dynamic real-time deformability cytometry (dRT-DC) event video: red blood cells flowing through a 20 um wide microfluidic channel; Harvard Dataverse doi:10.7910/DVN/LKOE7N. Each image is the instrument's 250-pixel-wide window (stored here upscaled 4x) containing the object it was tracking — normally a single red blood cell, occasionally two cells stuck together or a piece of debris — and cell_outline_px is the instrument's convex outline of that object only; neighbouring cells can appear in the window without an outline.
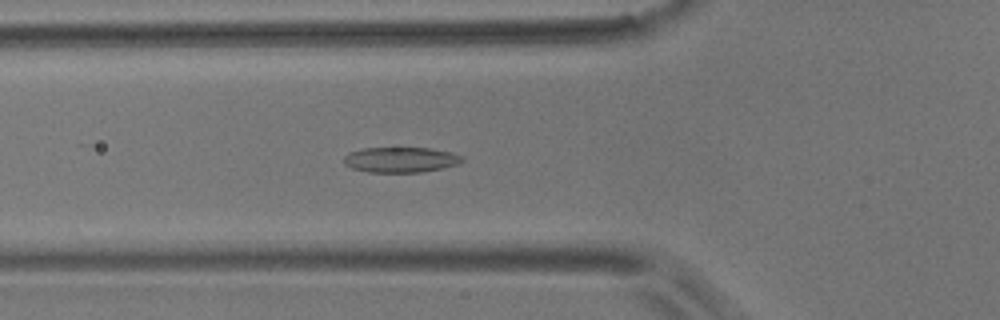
{"species": "common noctule bat (a hibernating species)", "species_latin": "Nyctalus noctula", "temperature_condition": "room temperature", "stored_images_in_passage": 19, "camera_frame_rate_fps": 3000, "um_per_image_px": 0.085, "animal": {"sex": "male", "body_mass_g": 17.9}, "frame": {"image": 1, "passage_image": 7, "time_ms": 2.0, "image_size_px": [1000, 320], "cell_outline_px": [[464, 160], [460, 164], [420, 172], [368, 172], [352, 168], [344, 164], [344, 156], [348, 152], [364, 148], [428, 148], [448, 152], [464, 156]], "centroid_in_image_um": [34.04, 13.58], "position_along_channel_um": 91.8, "area_um2": 17.4}}
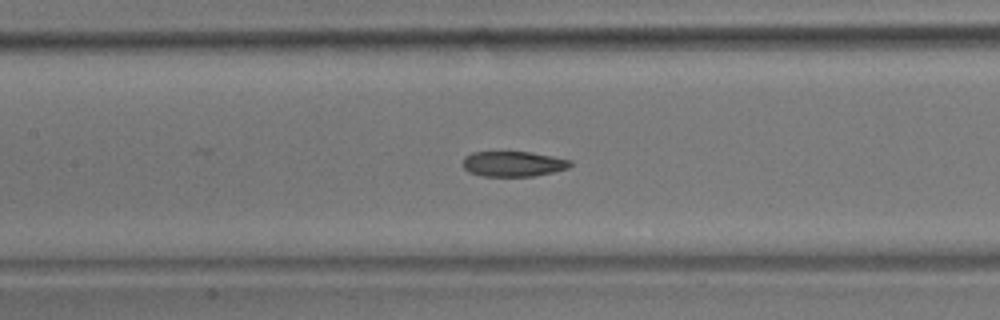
{"frame": {"image": 2, "passage_image": 13, "time_ms": 4.0, "image_size_px": [1000, 320], "cell_outline_px": [[572, 164], [568, 168], [552, 172], [532, 176], [484, 176], [468, 172], [464, 168], [464, 156], [472, 152], [528, 152], [552, 156], [572, 160]], "centroid_in_image_um": [43.62, 13.93], "position_along_channel_um": 163.8, "area_um2": 15.72}}
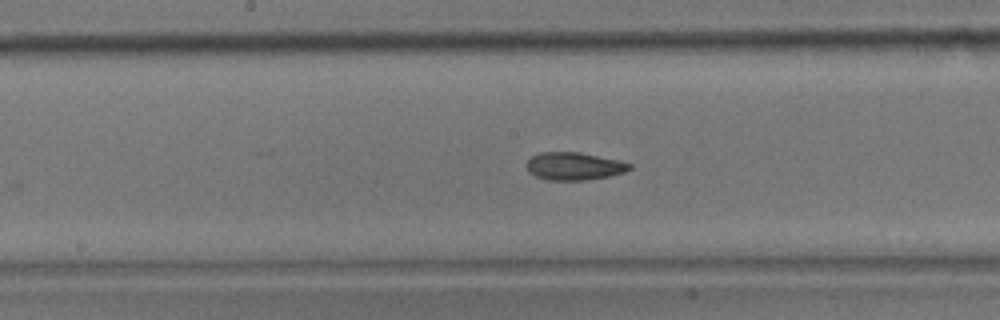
{"frame": {"image": 3, "passage_image": 16, "time_ms": 5.0, "image_size_px": [1000, 320], "cell_outline_px": [[632, 168], [624, 172], [608, 176], [584, 180], [548, 180], [536, 176], [528, 172], [524, 164], [532, 156], [540, 152], [580, 152], [620, 160], [632, 164]], "centroid_in_image_um": [48.78, 14.12], "position_along_channel_um": 199.4, "area_um2": 16.76}}